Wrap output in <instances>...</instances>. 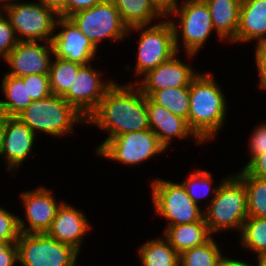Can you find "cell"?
Listing matches in <instances>:
<instances>
[{
  "label": "cell",
  "mask_w": 266,
  "mask_h": 266,
  "mask_svg": "<svg viewBox=\"0 0 266 266\" xmlns=\"http://www.w3.org/2000/svg\"><path fill=\"white\" fill-rule=\"evenodd\" d=\"M213 183V178L210 172L205 170H194L191 172L190 176L182 182V186L184 187L187 195L197 204L199 205V200L201 198H205L206 196L212 195V198L208 202L211 203L212 199L217 194V191L220 187V184L217 187H211Z\"/></svg>",
  "instance_id": "31"
},
{
  "label": "cell",
  "mask_w": 266,
  "mask_h": 266,
  "mask_svg": "<svg viewBox=\"0 0 266 266\" xmlns=\"http://www.w3.org/2000/svg\"><path fill=\"white\" fill-rule=\"evenodd\" d=\"M249 151L252 156L251 161L256 155L266 152V123L259 124L255 130L252 131L249 140Z\"/></svg>",
  "instance_id": "35"
},
{
  "label": "cell",
  "mask_w": 266,
  "mask_h": 266,
  "mask_svg": "<svg viewBox=\"0 0 266 266\" xmlns=\"http://www.w3.org/2000/svg\"><path fill=\"white\" fill-rule=\"evenodd\" d=\"M6 118L7 116L4 113L0 112V150H1L3 138H4Z\"/></svg>",
  "instance_id": "43"
},
{
  "label": "cell",
  "mask_w": 266,
  "mask_h": 266,
  "mask_svg": "<svg viewBox=\"0 0 266 266\" xmlns=\"http://www.w3.org/2000/svg\"><path fill=\"white\" fill-rule=\"evenodd\" d=\"M89 230H92V227L86 215L63 202L57 210L50 229L46 233L57 241L68 244L80 252L83 237Z\"/></svg>",
  "instance_id": "18"
},
{
  "label": "cell",
  "mask_w": 266,
  "mask_h": 266,
  "mask_svg": "<svg viewBox=\"0 0 266 266\" xmlns=\"http://www.w3.org/2000/svg\"><path fill=\"white\" fill-rule=\"evenodd\" d=\"M242 246L257 256L266 253V217L248 216L240 232Z\"/></svg>",
  "instance_id": "29"
},
{
  "label": "cell",
  "mask_w": 266,
  "mask_h": 266,
  "mask_svg": "<svg viewBox=\"0 0 266 266\" xmlns=\"http://www.w3.org/2000/svg\"><path fill=\"white\" fill-rule=\"evenodd\" d=\"M16 244L22 266H78L79 252L47 233H20Z\"/></svg>",
  "instance_id": "7"
},
{
  "label": "cell",
  "mask_w": 266,
  "mask_h": 266,
  "mask_svg": "<svg viewBox=\"0 0 266 266\" xmlns=\"http://www.w3.org/2000/svg\"><path fill=\"white\" fill-rule=\"evenodd\" d=\"M170 15L174 17L176 15L179 19L177 24L175 20L169 18L174 29L176 50L179 52L181 35L183 50L188 58H191L214 32L209 8L204 0H182V4L175 8L169 17Z\"/></svg>",
  "instance_id": "5"
},
{
  "label": "cell",
  "mask_w": 266,
  "mask_h": 266,
  "mask_svg": "<svg viewBox=\"0 0 266 266\" xmlns=\"http://www.w3.org/2000/svg\"><path fill=\"white\" fill-rule=\"evenodd\" d=\"M255 61L259 73V87L266 90V42L256 44Z\"/></svg>",
  "instance_id": "36"
},
{
  "label": "cell",
  "mask_w": 266,
  "mask_h": 266,
  "mask_svg": "<svg viewBox=\"0 0 266 266\" xmlns=\"http://www.w3.org/2000/svg\"><path fill=\"white\" fill-rule=\"evenodd\" d=\"M149 98L158 105L164 106L173 114L187 120L190 106L189 87L164 88L153 92Z\"/></svg>",
  "instance_id": "27"
},
{
  "label": "cell",
  "mask_w": 266,
  "mask_h": 266,
  "mask_svg": "<svg viewBox=\"0 0 266 266\" xmlns=\"http://www.w3.org/2000/svg\"><path fill=\"white\" fill-rule=\"evenodd\" d=\"M14 28L6 14L0 15V58H5L17 45Z\"/></svg>",
  "instance_id": "34"
},
{
  "label": "cell",
  "mask_w": 266,
  "mask_h": 266,
  "mask_svg": "<svg viewBox=\"0 0 266 266\" xmlns=\"http://www.w3.org/2000/svg\"><path fill=\"white\" fill-rule=\"evenodd\" d=\"M138 249L142 266H179L180 254L164 236L149 240Z\"/></svg>",
  "instance_id": "25"
},
{
  "label": "cell",
  "mask_w": 266,
  "mask_h": 266,
  "mask_svg": "<svg viewBox=\"0 0 266 266\" xmlns=\"http://www.w3.org/2000/svg\"><path fill=\"white\" fill-rule=\"evenodd\" d=\"M114 83L103 81L99 70L93 68L91 63L82 65L63 98L87 119Z\"/></svg>",
  "instance_id": "12"
},
{
  "label": "cell",
  "mask_w": 266,
  "mask_h": 266,
  "mask_svg": "<svg viewBox=\"0 0 266 266\" xmlns=\"http://www.w3.org/2000/svg\"><path fill=\"white\" fill-rule=\"evenodd\" d=\"M68 18L96 48L104 39L123 40L128 34V27L123 23L111 0H102L97 5L80 10Z\"/></svg>",
  "instance_id": "10"
},
{
  "label": "cell",
  "mask_w": 266,
  "mask_h": 266,
  "mask_svg": "<svg viewBox=\"0 0 266 266\" xmlns=\"http://www.w3.org/2000/svg\"><path fill=\"white\" fill-rule=\"evenodd\" d=\"M19 41L51 42L60 17L41 2H18L3 10Z\"/></svg>",
  "instance_id": "9"
},
{
  "label": "cell",
  "mask_w": 266,
  "mask_h": 266,
  "mask_svg": "<svg viewBox=\"0 0 266 266\" xmlns=\"http://www.w3.org/2000/svg\"><path fill=\"white\" fill-rule=\"evenodd\" d=\"M140 31L135 71L139 76L155 69L177 53L175 35L170 20L154 23V25L134 26L128 28V34Z\"/></svg>",
  "instance_id": "6"
},
{
  "label": "cell",
  "mask_w": 266,
  "mask_h": 266,
  "mask_svg": "<svg viewBox=\"0 0 266 266\" xmlns=\"http://www.w3.org/2000/svg\"><path fill=\"white\" fill-rule=\"evenodd\" d=\"M236 175L246 187L248 216L266 217V180L250 175L244 168Z\"/></svg>",
  "instance_id": "26"
},
{
  "label": "cell",
  "mask_w": 266,
  "mask_h": 266,
  "mask_svg": "<svg viewBox=\"0 0 266 266\" xmlns=\"http://www.w3.org/2000/svg\"><path fill=\"white\" fill-rule=\"evenodd\" d=\"M148 120L150 129L157 135L160 143L168 149L174 138H194L195 143H203L189 128L187 120L173 114L164 106L154 103L147 97Z\"/></svg>",
  "instance_id": "19"
},
{
  "label": "cell",
  "mask_w": 266,
  "mask_h": 266,
  "mask_svg": "<svg viewBox=\"0 0 266 266\" xmlns=\"http://www.w3.org/2000/svg\"><path fill=\"white\" fill-rule=\"evenodd\" d=\"M12 1V2H11ZM18 3L15 0H0V6H3V10L11 5Z\"/></svg>",
  "instance_id": "44"
},
{
  "label": "cell",
  "mask_w": 266,
  "mask_h": 266,
  "mask_svg": "<svg viewBox=\"0 0 266 266\" xmlns=\"http://www.w3.org/2000/svg\"><path fill=\"white\" fill-rule=\"evenodd\" d=\"M2 79V92L6 99L0 100V112L6 116H17L33 101L28 97L27 83L21 77L10 74L4 75Z\"/></svg>",
  "instance_id": "24"
},
{
  "label": "cell",
  "mask_w": 266,
  "mask_h": 266,
  "mask_svg": "<svg viewBox=\"0 0 266 266\" xmlns=\"http://www.w3.org/2000/svg\"><path fill=\"white\" fill-rule=\"evenodd\" d=\"M217 266H254L250 263H247L245 261H240L237 259H231L230 257H226L223 255V257L219 260Z\"/></svg>",
  "instance_id": "42"
},
{
  "label": "cell",
  "mask_w": 266,
  "mask_h": 266,
  "mask_svg": "<svg viewBox=\"0 0 266 266\" xmlns=\"http://www.w3.org/2000/svg\"><path fill=\"white\" fill-rule=\"evenodd\" d=\"M150 187L155 211L169 221L166 226L189 224L204 218V209L187 195L181 183L155 179Z\"/></svg>",
  "instance_id": "8"
},
{
  "label": "cell",
  "mask_w": 266,
  "mask_h": 266,
  "mask_svg": "<svg viewBox=\"0 0 266 266\" xmlns=\"http://www.w3.org/2000/svg\"><path fill=\"white\" fill-rule=\"evenodd\" d=\"M0 8H1V9H0V15H1V14H2V12L4 13V11L2 10V9H3V7H1V6H0ZM1 10H2V11H1Z\"/></svg>",
  "instance_id": "46"
},
{
  "label": "cell",
  "mask_w": 266,
  "mask_h": 266,
  "mask_svg": "<svg viewBox=\"0 0 266 266\" xmlns=\"http://www.w3.org/2000/svg\"><path fill=\"white\" fill-rule=\"evenodd\" d=\"M157 135L149 128L115 136L108 140L96 153L126 165L136 166L145 160L165 152Z\"/></svg>",
  "instance_id": "11"
},
{
  "label": "cell",
  "mask_w": 266,
  "mask_h": 266,
  "mask_svg": "<svg viewBox=\"0 0 266 266\" xmlns=\"http://www.w3.org/2000/svg\"><path fill=\"white\" fill-rule=\"evenodd\" d=\"M164 237L179 253L201 246L212 238L205 219L189 224L166 226Z\"/></svg>",
  "instance_id": "22"
},
{
  "label": "cell",
  "mask_w": 266,
  "mask_h": 266,
  "mask_svg": "<svg viewBox=\"0 0 266 266\" xmlns=\"http://www.w3.org/2000/svg\"><path fill=\"white\" fill-rule=\"evenodd\" d=\"M20 233L19 217L0 207V242L16 243Z\"/></svg>",
  "instance_id": "32"
},
{
  "label": "cell",
  "mask_w": 266,
  "mask_h": 266,
  "mask_svg": "<svg viewBox=\"0 0 266 266\" xmlns=\"http://www.w3.org/2000/svg\"><path fill=\"white\" fill-rule=\"evenodd\" d=\"M101 1L102 0H67L66 18L80 10L91 8L100 3Z\"/></svg>",
  "instance_id": "39"
},
{
  "label": "cell",
  "mask_w": 266,
  "mask_h": 266,
  "mask_svg": "<svg viewBox=\"0 0 266 266\" xmlns=\"http://www.w3.org/2000/svg\"><path fill=\"white\" fill-rule=\"evenodd\" d=\"M212 76L198 73L189 85L188 126L202 142L216 138L226 118L225 95Z\"/></svg>",
  "instance_id": "2"
},
{
  "label": "cell",
  "mask_w": 266,
  "mask_h": 266,
  "mask_svg": "<svg viewBox=\"0 0 266 266\" xmlns=\"http://www.w3.org/2000/svg\"><path fill=\"white\" fill-rule=\"evenodd\" d=\"M46 7L54 10L60 17L66 18V2L67 0H37Z\"/></svg>",
  "instance_id": "41"
},
{
  "label": "cell",
  "mask_w": 266,
  "mask_h": 266,
  "mask_svg": "<svg viewBox=\"0 0 266 266\" xmlns=\"http://www.w3.org/2000/svg\"><path fill=\"white\" fill-rule=\"evenodd\" d=\"M35 133L17 116H7L0 157L7 162V170L18 169L32 151Z\"/></svg>",
  "instance_id": "17"
},
{
  "label": "cell",
  "mask_w": 266,
  "mask_h": 266,
  "mask_svg": "<svg viewBox=\"0 0 266 266\" xmlns=\"http://www.w3.org/2000/svg\"><path fill=\"white\" fill-rule=\"evenodd\" d=\"M266 42V0H242L236 43Z\"/></svg>",
  "instance_id": "20"
},
{
  "label": "cell",
  "mask_w": 266,
  "mask_h": 266,
  "mask_svg": "<svg viewBox=\"0 0 266 266\" xmlns=\"http://www.w3.org/2000/svg\"><path fill=\"white\" fill-rule=\"evenodd\" d=\"M63 28L52 37L53 56L78 63L89 64L95 57L96 48L77 26L65 17H59L56 26Z\"/></svg>",
  "instance_id": "13"
},
{
  "label": "cell",
  "mask_w": 266,
  "mask_h": 266,
  "mask_svg": "<svg viewBox=\"0 0 266 266\" xmlns=\"http://www.w3.org/2000/svg\"><path fill=\"white\" fill-rule=\"evenodd\" d=\"M17 117L34 133L44 132L55 137L74 132L76 123L87 124L81 115L63 96L51 94L45 98L32 101Z\"/></svg>",
  "instance_id": "4"
},
{
  "label": "cell",
  "mask_w": 266,
  "mask_h": 266,
  "mask_svg": "<svg viewBox=\"0 0 266 266\" xmlns=\"http://www.w3.org/2000/svg\"><path fill=\"white\" fill-rule=\"evenodd\" d=\"M156 8L166 17L179 6L178 0H151Z\"/></svg>",
  "instance_id": "40"
},
{
  "label": "cell",
  "mask_w": 266,
  "mask_h": 266,
  "mask_svg": "<svg viewBox=\"0 0 266 266\" xmlns=\"http://www.w3.org/2000/svg\"><path fill=\"white\" fill-rule=\"evenodd\" d=\"M223 257L213 237L205 244L180 254L179 266H217Z\"/></svg>",
  "instance_id": "30"
},
{
  "label": "cell",
  "mask_w": 266,
  "mask_h": 266,
  "mask_svg": "<svg viewBox=\"0 0 266 266\" xmlns=\"http://www.w3.org/2000/svg\"><path fill=\"white\" fill-rule=\"evenodd\" d=\"M18 262V248L16 243H2L0 245V266H14Z\"/></svg>",
  "instance_id": "38"
},
{
  "label": "cell",
  "mask_w": 266,
  "mask_h": 266,
  "mask_svg": "<svg viewBox=\"0 0 266 266\" xmlns=\"http://www.w3.org/2000/svg\"><path fill=\"white\" fill-rule=\"evenodd\" d=\"M45 44L41 45L38 41H19L3 59L11 68V71L7 74L15 77L30 74H49L53 47L51 42H45Z\"/></svg>",
  "instance_id": "15"
},
{
  "label": "cell",
  "mask_w": 266,
  "mask_h": 266,
  "mask_svg": "<svg viewBox=\"0 0 266 266\" xmlns=\"http://www.w3.org/2000/svg\"><path fill=\"white\" fill-rule=\"evenodd\" d=\"M218 38L235 43L242 0H204Z\"/></svg>",
  "instance_id": "21"
},
{
  "label": "cell",
  "mask_w": 266,
  "mask_h": 266,
  "mask_svg": "<svg viewBox=\"0 0 266 266\" xmlns=\"http://www.w3.org/2000/svg\"><path fill=\"white\" fill-rule=\"evenodd\" d=\"M24 83H27L28 97L39 100L50 96V81L49 74H30L21 77Z\"/></svg>",
  "instance_id": "33"
},
{
  "label": "cell",
  "mask_w": 266,
  "mask_h": 266,
  "mask_svg": "<svg viewBox=\"0 0 266 266\" xmlns=\"http://www.w3.org/2000/svg\"><path fill=\"white\" fill-rule=\"evenodd\" d=\"M21 202L25 208V221L19 218V229L21 233H46L56 216L59 204L55 199L52 191L45 187H40L35 190L24 191L20 194Z\"/></svg>",
  "instance_id": "14"
},
{
  "label": "cell",
  "mask_w": 266,
  "mask_h": 266,
  "mask_svg": "<svg viewBox=\"0 0 266 266\" xmlns=\"http://www.w3.org/2000/svg\"><path fill=\"white\" fill-rule=\"evenodd\" d=\"M248 217L247 193L244 182L236 175L226 177L217 194L204 210V219L211 234L239 229Z\"/></svg>",
  "instance_id": "3"
},
{
  "label": "cell",
  "mask_w": 266,
  "mask_h": 266,
  "mask_svg": "<svg viewBox=\"0 0 266 266\" xmlns=\"http://www.w3.org/2000/svg\"><path fill=\"white\" fill-rule=\"evenodd\" d=\"M250 175L266 180V152L256 155L243 167Z\"/></svg>",
  "instance_id": "37"
},
{
  "label": "cell",
  "mask_w": 266,
  "mask_h": 266,
  "mask_svg": "<svg viewBox=\"0 0 266 266\" xmlns=\"http://www.w3.org/2000/svg\"><path fill=\"white\" fill-rule=\"evenodd\" d=\"M257 258V265L256 266H266V253L259 255Z\"/></svg>",
  "instance_id": "45"
},
{
  "label": "cell",
  "mask_w": 266,
  "mask_h": 266,
  "mask_svg": "<svg viewBox=\"0 0 266 266\" xmlns=\"http://www.w3.org/2000/svg\"><path fill=\"white\" fill-rule=\"evenodd\" d=\"M118 9L123 23L128 27L150 25L164 15L151 0H111Z\"/></svg>",
  "instance_id": "23"
},
{
  "label": "cell",
  "mask_w": 266,
  "mask_h": 266,
  "mask_svg": "<svg viewBox=\"0 0 266 266\" xmlns=\"http://www.w3.org/2000/svg\"><path fill=\"white\" fill-rule=\"evenodd\" d=\"M49 70V81L51 93L57 96H64L70 89L76 78L79 68L78 63L54 57Z\"/></svg>",
  "instance_id": "28"
},
{
  "label": "cell",
  "mask_w": 266,
  "mask_h": 266,
  "mask_svg": "<svg viewBox=\"0 0 266 266\" xmlns=\"http://www.w3.org/2000/svg\"><path fill=\"white\" fill-rule=\"evenodd\" d=\"M107 131L108 138L96 148V152L111 138L133 131L149 129L147 97L136 83H114L101 99L97 109L87 118Z\"/></svg>",
  "instance_id": "1"
},
{
  "label": "cell",
  "mask_w": 266,
  "mask_h": 266,
  "mask_svg": "<svg viewBox=\"0 0 266 266\" xmlns=\"http://www.w3.org/2000/svg\"><path fill=\"white\" fill-rule=\"evenodd\" d=\"M178 52L167 61L149 70L137 86L149 97L153 92L164 88L189 87L192 79L199 73L178 59Z\"/></svg>",
  "instance_id": "16"
}]
</instances>
